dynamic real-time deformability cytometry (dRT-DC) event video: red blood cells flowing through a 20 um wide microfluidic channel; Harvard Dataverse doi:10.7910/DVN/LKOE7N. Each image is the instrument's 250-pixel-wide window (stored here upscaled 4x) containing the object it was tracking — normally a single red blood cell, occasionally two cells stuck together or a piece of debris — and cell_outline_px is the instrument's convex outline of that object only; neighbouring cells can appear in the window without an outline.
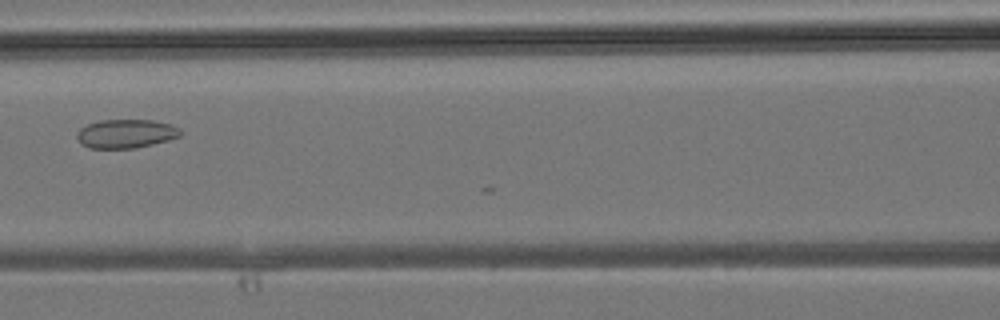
{"species": "common noctule bat (a hibernating species)", "species_latin": "Nyctalus noctula", "temperature_condition": "room temperature", "stored_images_in_passage": 11, "camera_frame_rate_fps": 3000, "um_per_image_px": 0.085, "animal": {"sex": "male", "body_mass_g": 19.2, "forearm_length_mm": 51.8}, "frame": {"image": 1, "passage_image": 9, "time_ms": 2.667, "image_size_px": [1000, 320], "cell_outline_px": [[180, 136], [168, 140], [136, 148], [88, 148], [80, 144], [76, 136], [76, 132], [80, 128], [88, 124], [100, 120], [152, 120], [172, 124], [180, 128]], "centroid_in_image_um": [10.68, 11.36], "position_along_channel_um": 155.9, "area_um2": 17.46}}